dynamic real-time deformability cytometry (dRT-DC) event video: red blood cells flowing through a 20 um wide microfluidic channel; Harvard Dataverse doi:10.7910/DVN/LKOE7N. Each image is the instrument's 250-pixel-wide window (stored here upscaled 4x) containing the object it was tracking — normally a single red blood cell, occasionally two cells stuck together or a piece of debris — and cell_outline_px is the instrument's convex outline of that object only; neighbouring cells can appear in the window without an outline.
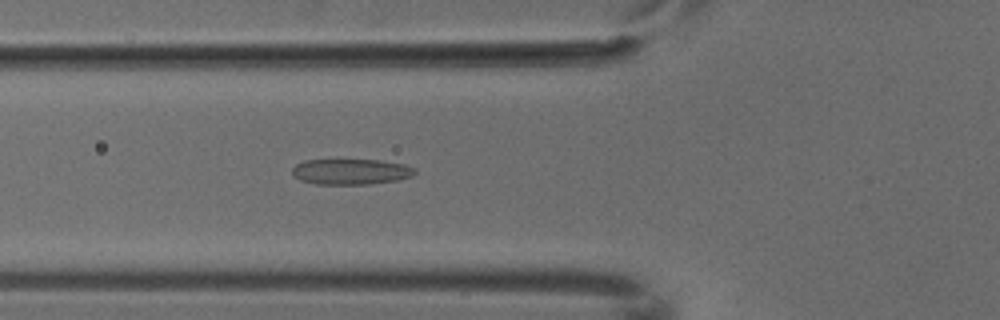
{"species": "common noctule bat (a hibernating species)", "species_latin": "Nyctalus noctula", "temperature_condition": "cold", "stored_images_in_passage": 2, "camera_frame_rate_fps": 3000, "um_per_image_px": 0.085, "animal": {"sex": "male", "body_mass_g": 18.8}, "frame": {"image": 1, "passage_image": 2, "time_ms": 0.333, "image_size_px": [1000, 320], "cell_outline_px": [[416, 172], [412, 176], [400, 180], [368, 184], [316, 184], [300, 180], [292, 176], [292, 168], [296, 164], [304, 160], [380, 160], [404, 164], [416, 168]], "centroid_in_image_um": [29.83, 14.59], "position_along_channel_um": 96.0, "area_um2": 18.5}}